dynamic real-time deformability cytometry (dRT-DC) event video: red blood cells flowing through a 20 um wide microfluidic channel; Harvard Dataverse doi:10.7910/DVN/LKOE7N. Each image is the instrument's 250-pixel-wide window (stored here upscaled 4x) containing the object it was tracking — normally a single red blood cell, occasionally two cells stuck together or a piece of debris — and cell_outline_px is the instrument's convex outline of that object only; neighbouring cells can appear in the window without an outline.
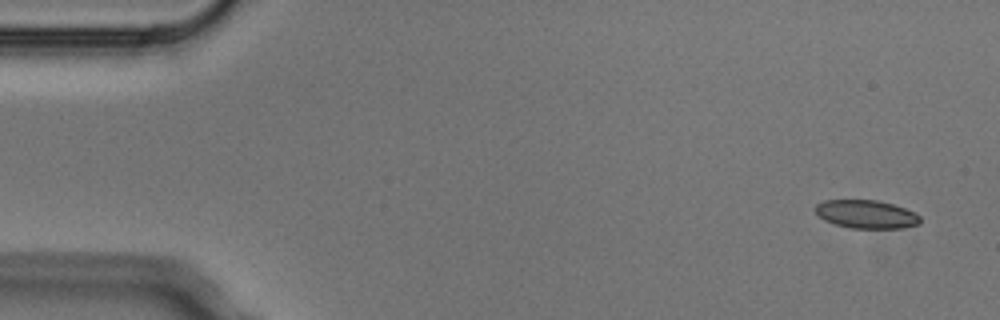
{"species": "Egyptian fruit bat (a non-hibernating species)", "species_latin": "Rousettus aegyptiacus", "temperature_condition": "cold", "stored_images_in_passage": 5, "camera_frame_rate_fps": 3000, "um_per_image_px": 0.085, "animal": {"sex": "male"}, "frame": {"image": 1, "passage_image": 1, "time_ms": 0.0, "image_size_px": [1000, 320], "cell_outline_px": [[920, 224], [900, 228], [852, 228], [836, 224], [824, 220], [816, 212], [816, 204], [824, 200], [876, 200], [892, 204], [916, 212], [920, 216]], "centroid_in_image_um": [73.66, 18.2], "position_along_channel_um": 11.3, "area_um2": 17.17}}
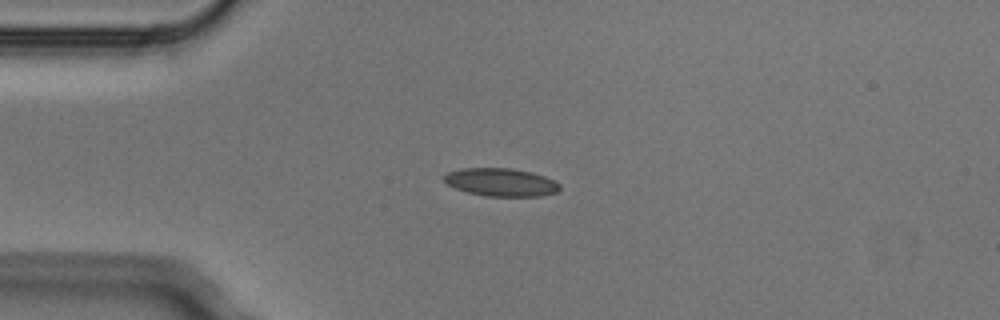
{"frame": {"image": 2, "passage_image": 4, "time_ms": 1.0, "image_size_px": [1000, 320], "cell_outline_px": [[560, 188], [556, 192], [540, 196], [484, 196], [468, 192], [456, 188], [448, 184], [444, 180], [444, 176], [448, 172], [460, 168], [512, 168], [532, 172], [556, 180], [560, 184]], "centroid_in_image_um": [42.61, 15.48], "position_along_channel_um": 42.4, "area_um2": 18.9}}